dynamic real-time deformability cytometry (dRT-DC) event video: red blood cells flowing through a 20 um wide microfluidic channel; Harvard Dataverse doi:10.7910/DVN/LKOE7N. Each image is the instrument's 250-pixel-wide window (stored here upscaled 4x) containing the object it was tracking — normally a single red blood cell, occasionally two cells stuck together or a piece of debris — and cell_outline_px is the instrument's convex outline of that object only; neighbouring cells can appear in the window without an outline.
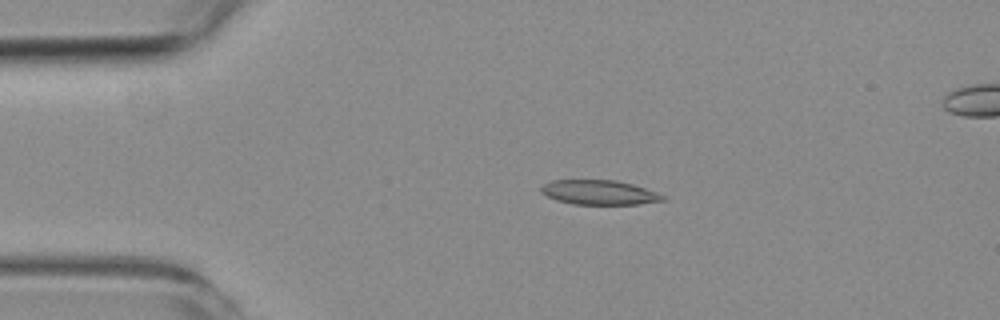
{"species": "common noctule bat (a hibernating species)", "species_latin": "Nyctalus noctula", "temperature_condition": "room temperature", "stored_images_in_passage": 5, "camera_frame_rate_fps": 3000, "um_per_image_px": 0.085, "animal": {"sex": "female", "body_mass_g": 19.3, "forearm_length_mm": 54.1}, "frame": {"image": 1, "passage_image": 3, "time_ms": 2.333, "image_size_px": [1000, 320], "cell_outline_px": [[668, 200], [640, 204], [572, 204], [556, 200], [540, 192], [540, 188], [544, 184], [552, 180], [616, 180], [632, 184], [668, 196]], "centroid_in_image_um": [50.97, 16.36], "position_along_channel_um": 34.0, "area_um2": 17.51}}